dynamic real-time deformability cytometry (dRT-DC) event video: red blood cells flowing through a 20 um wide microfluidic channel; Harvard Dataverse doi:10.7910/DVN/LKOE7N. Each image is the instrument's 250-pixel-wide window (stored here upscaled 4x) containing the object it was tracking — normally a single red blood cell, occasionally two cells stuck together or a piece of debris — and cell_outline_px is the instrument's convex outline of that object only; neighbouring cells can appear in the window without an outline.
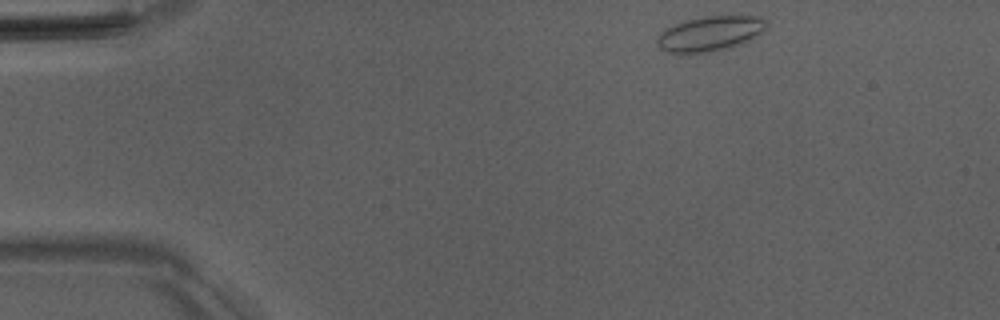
{"species": "Egyptian fruit bat (a non-hibernating species)", "species_latin": "Rousettus aegyptiacus", "temperature_condition": "room temperature", "stored_images_in_passage": 45, "camera_frame_rate_fps": 3000, "um_per_image_px": 0.085, "animal": {"sex": "male"}, "frame": {"image": 1, "passage_image": 1, "time_ms": 0.0, "image_size_px": [1000, 320], "cell_outline_px": [[768, 28], [752, 40], [744, 44], [732, 48], [708, 52], [668, 52], [660, 48], [656, 44], [656, 36], [660, 32], [684, 20], [704, 16], [756, 16], [768, 20]], "centroid_in_image_um": [60.42, 2.85], "position_along_channel_um": 24.6, "area_um2": 22.6}}
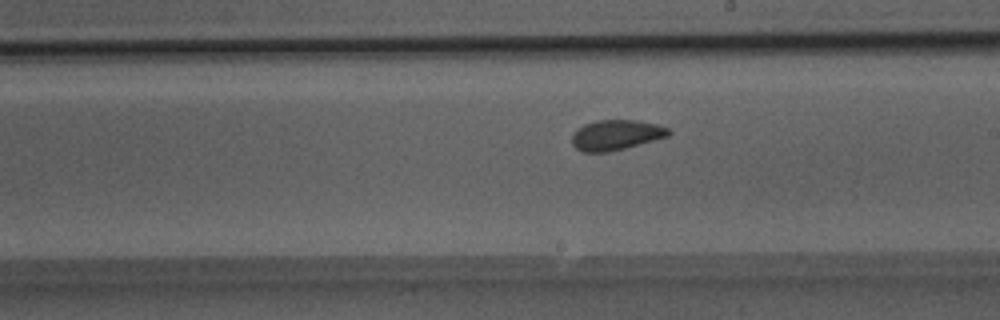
{"frame": {"image": 2, "passage_image": 23, "time_ms": 7.333, "image_size_px": [1000, 320], "cell_outline_px": [[672, 132], [668, 136], [624, 148], [608, 152], [580, 152], [572, 144], [572, 132], [576, 128], [584, 124], [596, 120], [636, 120], [656, 124], [668, 128]], "centroid_in_image_um": [52.31, 11.47], "position_along_channel_um": 236.7, "area_um2": 17.05}}
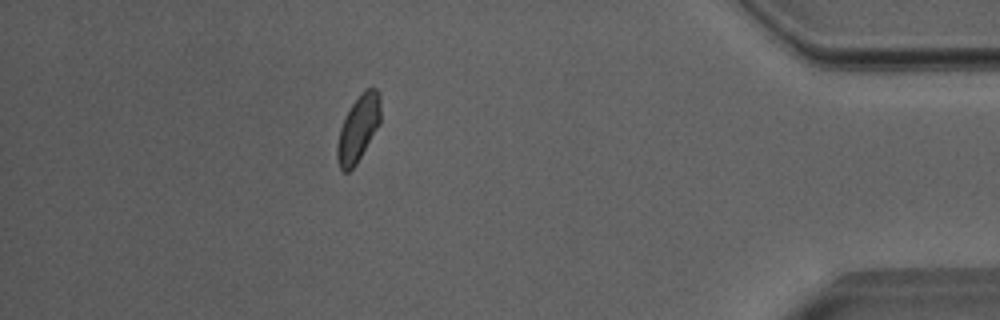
{"frame": {"image": 3, "passage_image": 39, "time_ms": 12.667, "image_size_px": [1000, 320], "cell_outline_px": [[380, 124], [356, 164], [348, 172], [344, 172], [340, 168], [336, 160], [336, 144], [340, 128], [344, 116], [352, 104], [364, 88], [376, 88], [380, 92]], "centroid_in_image_um": [30.44, 10.91], "position_along_channel_um": 404.8, "area_um2": 16.94}, "authors_computed_cell_mechanics": {"area_um2": 17.051, "velocity_mm_per_s": 3.9954, "shape_relaxation_time_tau1_ms": 8.9633, "shape_relaxation_time_tau2_ms": 1.0932, "deformation_change_tau1": 0.1134, "deformation_change_tau2": 0.0668}}